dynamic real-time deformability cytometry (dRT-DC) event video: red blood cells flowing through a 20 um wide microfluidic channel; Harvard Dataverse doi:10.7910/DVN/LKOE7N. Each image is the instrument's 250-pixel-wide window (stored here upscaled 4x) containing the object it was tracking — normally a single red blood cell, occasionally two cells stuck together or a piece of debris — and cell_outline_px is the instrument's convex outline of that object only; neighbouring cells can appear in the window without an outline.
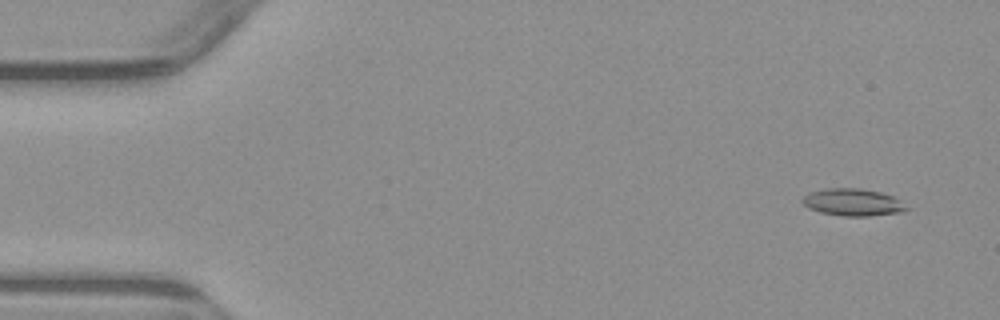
{"species": "common noctule bat (a hibernating species)", "species_latin": "Nyctalus noctula", "temperature_condition": "warm", "stored_images_in_passage": 6, "camera_frame_rate_fps": 3000, "um_per_image_px": 0.085, "animal": {"sex": "male", "body_mass_g": 23.1, "forearm_length_mm": 52.7}, "frame": {"image": 1, "passage_image": 1, "time_ms": 0.0, "image_size_px": [1000, 320], "cell_outline_px": [[908, 208], [904, 212], [868, 216], [844, 216], [820, 212], [808, 208], [800, 200], [808, 192], [824, 188], [860, 188], [880, 192], [892, 196]], "centroid_in_image_um": [72.44, 17.19], "position_along_channel_um": 12.6, "area_um2": 16.47}}
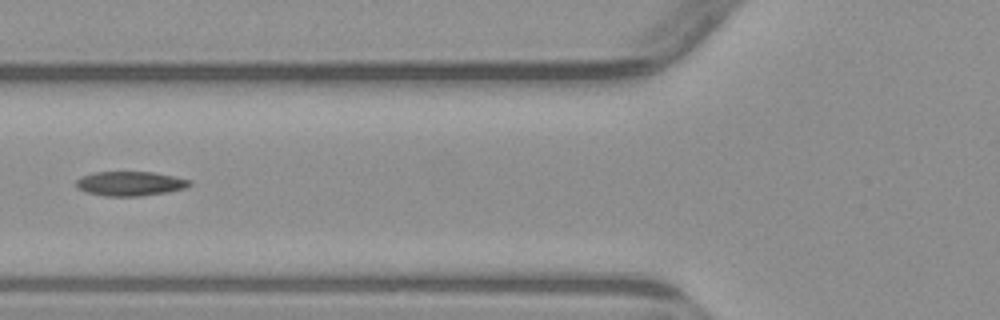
{"frame": {"image": 2, "passage_image": 5, "time_ms": 5.667, "image_size_px": [1000, 320], "cell_outline_px": [[192, 184], [184, 188], [168, 192], [140, 196], [104, 196], [84, 192], [76, 188], [76, 180], [80, 176], [92, 172], [152, 172], [176, 176], [192, 180]], "centroid_in_image_um": [11.04, 15.6], "position_along_channel_um": 114.8, "area_um2": 16.42}}
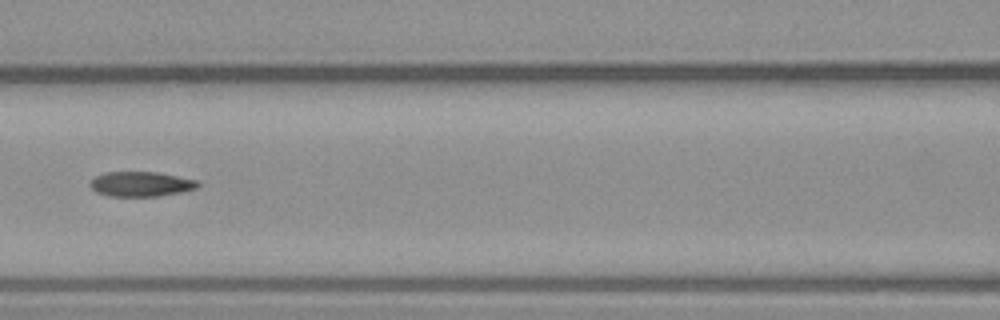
{"frame": {"image": 3, "passage_image": 6, "time_ms": 6.667, "image_size_px": [1000, 320], "cell_outline_px": [[200, 184], [196, 188], [180, 192], [156, 196], [108, 196], [96, 192], [88, 184], [88, 180], [104, 172], [156, 172], [196, 180]], "centroid_in_image_um": [11.9, 15.64], "position_along_channel_um": 154.7, "area_um2": 15.55}}